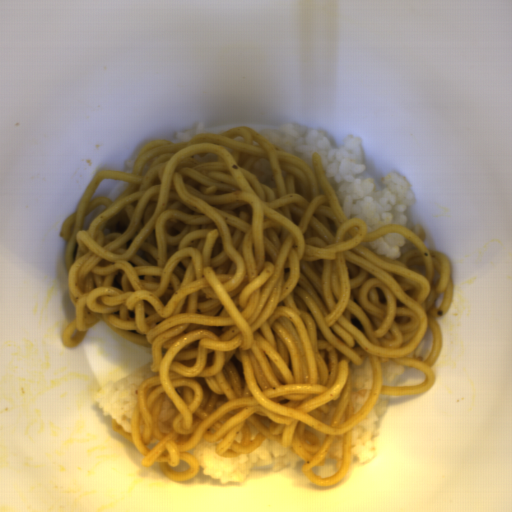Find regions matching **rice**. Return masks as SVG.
Listing matches in <instances>:
<instances>
[{
	"label": "rice",
	"instance_id": "652b925c",
	"mask_svg": "<svg viewBox=\"0 0 512 512\" xmlns=\"http://www.w3.org/2000/svg\"><path fill=\"white\" fill-rule=\"evenodd\" d=\"M260 134L302 158L314 174L313 153L318 152L345 217L364 221L367 233L380 229L383 224H401L428 247L421 225L410 224L407 219L415 201L411 181L394 172L382 179L366 177L367 157L361 140L353 136L332 143L310 125L298 123H285Z\"/></svg>",
	"mask_w": 512,
	"mask_h": 512
},
{
	"label": "rice",
	"instance_id": "023b6e5f",
	"mask_svg": "<svg viewBox=\"0 0 512 512\" xmlns=\"http://www.w3.org/2000/svg\"><path fill=\"white\" fill-rule=\"evenodd\" d=\"M222 441L223 438L216 442H206L201 438L198 445L186 451L198 459V474L232 483L245 480L257 469L279 472L294 468L302 469L306 463L293 449L283 448L266 437L262 444L250 453L239 454L237 458H223L216 452V446Z\"/></svg>",
	"mask_w": 512,
	"mask_h": 512
},
{
	"label": "rice",
	"instance_id": "8eca5e8b",
	"mask_svg": "<svg viewBox=\"0 0 512 512\" xmlns=\"http://www.w3.org/2000/svg\"><path fill=\"white\" fill-rule=\"evenodd\" d=\"M153 361L118 380L100 397L97 405L102 417L115 419L123 432L131 433L132 417L138 402V387L155 374L151 370Z\"/></svg>",
	"mask_w": 512,
	"mask_h": 512
},
{
	"label": "rice",
	"instance_id": "acb35da6",
	"mask_svg": "<svg viewBox=\"0 0 512 512\" xmlns=\"http://www.w3.org/2000/svg\"><path fill=\"white\" fill-rule=\"evenodd\" d=\"M390 396L391 395L380 394L375 406L362 421L352 429L351 465L349 471L358 465L373 460L375 456L374 437L381 425Z\"/></svg>",
	"mask_w": 512,
	"mask_h": 512
},
{
	"label": "rice",
	"instance_id": "b023fe2a",
	"mask_svg": "<svg viewBox=\"0 0 512 512\" xmlns=\"http://www.w3.org/2000/svg\"><path fill=\"white\" fill-rule=\"evenodd\" d=\"M373 369L369 358L360 365L351 363L350 404L352 414L368 399L373 386Z\"/></svg>",
	"mask_w": 512,
	"mask_h": 512
},
{
	"label": "rice",
	"instance_id": "e3fd555f",
	"mask_svg": "<svg viewBox=\"0 0 512 512\" xmlns=\"http://www.w3.org/2000/svg\"><path fill=\"white\" fill-rule=\"evenodd\" d=\"M364 245L378 256L398 259L409 250H416L415 244L394 232H388L373 241H365Z\"/></svg>",
	"mask_w": 512,
	"mask_h": 512
},
{
	"label": "rice",
	"instance_id": "a3056103",
	"mask_svg": "<svg viewBox=\"0 0 512 512\" xmlns=\"http://www.w3.org/2000/svg\"><path fill=\"white\" fill-rule=\"evenodd\" d=\"M406 373V367L396 361L381 364V386H395Z\"/></svg>",
	"mask_w": 512,
	"mask_h": 512
},
{
	"label": "rice",
	"instance_id": "f2f60c81",
	"mask_svg": "<svg viewBox=\"0 0 512 512\" xmlns=\"http://www.w3.org/2000/svg\"><path fill=\"white\" fill-rule=\"evenodd\" d=\"M344 455V443L339 437H335L333 442L330 444L325 458H328L332 462V471L335 473L340 470Z\"/></svg>",
	"mask_w": 512,
	"mask_h": 512
},
{
	"label": "rice",
	"instance_id": "0b520998",
	"mask_svg": "<svg viewBox=\"0 0 512 512\" xmlns=\"http://www.w3.org/2000/svg\"><path fill=\"white\" fill-rule=\"evenodd\" d=\"M201 134H207V130L202 125V123H198L194 127L187 129L179 134L171 140L172 143H182V142H190L194 137L199 136Z\"/></svg>",
	"mask_w": 512,
	"mask_h": 512
},
{
	"label": "rice",
	"instance_id": "e7b20468",
	"mask_svg": "<svg viewBox=\"0 0 512 512\" xmlns=\"http://www.w3.org/2000/svg\"><path fill=\"white\" fill-rule=\"evenodd\" d=\"M126 187H128V183L126 181H121L120 179L117 181L108 196L112 203L117 198V196L124 191Z\"/></svg>",
	"mask_w": 512,
	"mask_h": 512
},
{
	"label": "rice",
	"instance_id": "d2b440a0",
	"mask_svg": "<svg viewBox=\"0 0 512 512\" xmlns=\"http://www.w3.org/2000/svg\"><path fill=\"white\" fill-rule=\"evenodd\" d=\"M139 153L130 156L128 158V160L125 162V170H124L125 173H132L133 174V165H134L135 160H136V158H137Z\"/></svg>",
	"mask_w": 512,
	"mask_h": 512
}]
</instances>
